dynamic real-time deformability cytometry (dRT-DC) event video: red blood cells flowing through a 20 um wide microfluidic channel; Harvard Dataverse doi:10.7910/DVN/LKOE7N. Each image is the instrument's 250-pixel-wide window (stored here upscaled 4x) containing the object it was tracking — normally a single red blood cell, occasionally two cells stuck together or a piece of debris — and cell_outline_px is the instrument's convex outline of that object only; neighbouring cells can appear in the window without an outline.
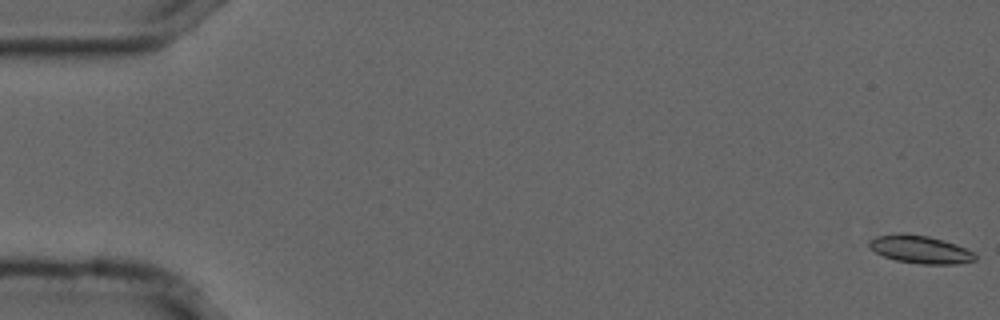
{"species": "common noctule bat (a hibernating species)", "species_latin": "Nyctalus noctula", "temperature_condition": "cold", "stored_images_in_passage": 54, "camera_frame_rate_fps": 3000, "um_per_image_px": 0.085, "animal": {"sex": "male", "forearm_length_mm": 52.5}, "frame": {"image": 1, "passage_image": 1, "time_ms": 0.0, "image_size_px": [1000, 320], "cell_outline_px": [[976, 260], [960, 264], [920, 264], [896, 260], [884, 256], [868, 248], [868, 240], [876, 236], [900, 232], [904, 232], [928, 236], [956, 244], [972, 252], [976, 256]], "centroid_in_image_um": [78.18, 21.19], "position_along_channel_um": 6.8, "area_um2": 17.34}}
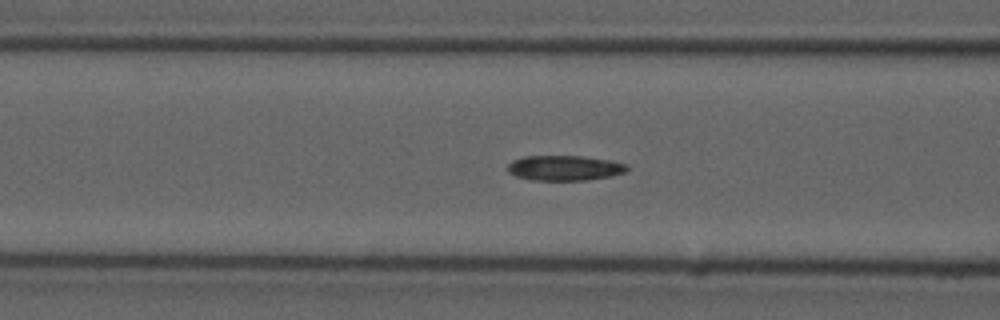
{"frame": {"image": 2, "passage_image": 22, "time_ms": 7.0, "image_size_px": [1000, 320], "cell_outline_px": [[628, 168], [624, 172], [608, 176], [588, 180], [532, 180], [516, 176], [508, 172], [508, 164], [512, 160], [524, 156], [584, 156], [612, 160], [628, 164]], "centroid_in_image_um": [47.98, 14.27], "position_along_channel_um": 118.6, "area_um2": 17.51}}
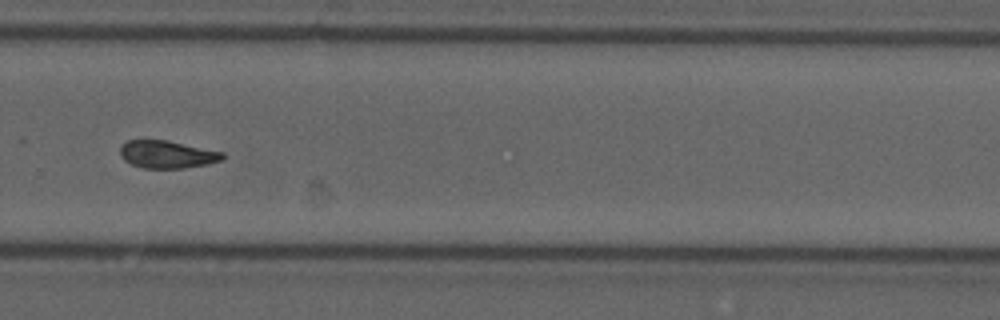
{"frame": {"image": 3, "passage_image": 38, "time_ms": 12.333, "image_size_px": [1000, 320], "cell_outline_px": [[224, 156], [220, 160], [208, 164], [184, 168], [144, 168], [132, 164], [124, 160], [120, 156], [120, 148], [128, 140], [168, 140], [224, 152]], "centroid_in_image_um": [14.21, 13.12], "position_along_channel_um": 315.6, "area_um2": 16.42}, "authors_computed_cell_mechanics": {"area_um2": 17.0799, "velocity_mm_per_s": 3.6998, "shape_relaxation_time_tau1_ms": null, "shape_relaxation_time_tau2_ms": 5.08, "deformation_change_tau1": null, "deformation_change_tau2": 0.099}}